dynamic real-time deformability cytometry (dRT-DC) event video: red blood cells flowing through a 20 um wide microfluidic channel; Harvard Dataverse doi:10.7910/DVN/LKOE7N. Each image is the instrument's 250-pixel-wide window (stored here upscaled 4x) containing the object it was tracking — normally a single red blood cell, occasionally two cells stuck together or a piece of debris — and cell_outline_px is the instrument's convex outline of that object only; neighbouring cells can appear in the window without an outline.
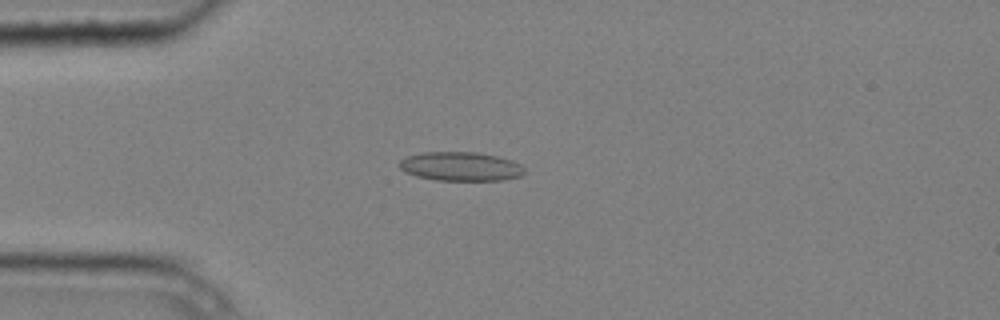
{"species": "common noctule bat (a hibernating species)", "species_latin": "Nyctalus noctula", "temperature_condition": "cold", "stored_images_in_passage": 3, "camera_frame_rate_fps": 3000, "um_per_image_px": 0.085, "animal": {"sex": "male", "body_mass_g": 20.4}, "frame": {"image": 1, "passage_image": 3, "time_ms": 0.667, "image_size_px": [1000, 320], "cell_outline_px": [[524, 172], [520, 176], [504, 180], [436, 180], [416, 176], [404, 172], [400, 168], [400, 160], [408, 156], [420, 152], [476, 152], [496, 156], [512, 160], [520, 164], [524, 168]], "centroid_in_image_um": [39.15, 14.14], "position_along_channel_um": 45.9, "area_um2": 21.1}}